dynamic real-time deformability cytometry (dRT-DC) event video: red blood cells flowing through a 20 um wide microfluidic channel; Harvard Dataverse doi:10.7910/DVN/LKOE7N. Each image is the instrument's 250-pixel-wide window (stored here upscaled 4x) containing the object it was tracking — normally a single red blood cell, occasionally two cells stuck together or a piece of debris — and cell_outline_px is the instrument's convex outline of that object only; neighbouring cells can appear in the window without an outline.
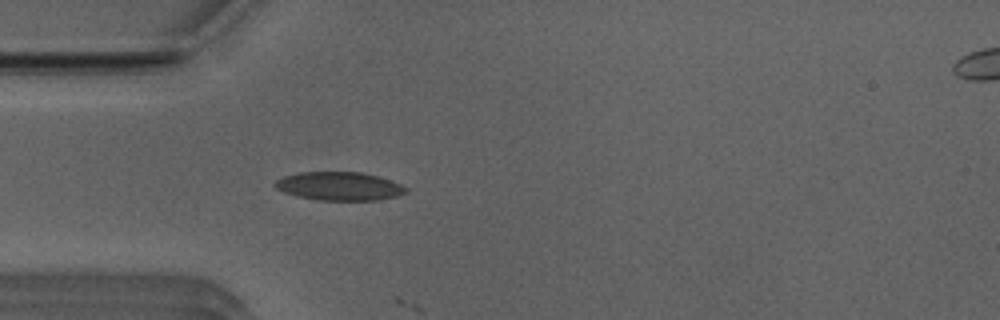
{"species": "Egyptian fruit bat (a non-hibernating species)", "species_latin": "Rousettus aegyptiacus", "temperature_condition": "room temperature", "stored_images_in_passage": 7, "camera_frame_rate_fps": 3000, "um_per_image_px": 0.085, "animal": {"sex": "male"}, "frame": {"image": 1, "passage_image": 6, "time_ms": 1.667, "image_size_px": [1000, 320], "cell_outline_px": [[408, 192], [396, 196], [380, 200], [316, 200], [296, 196], [284, 192], [276, 188], [272, 184], [276, 180], [284, 176], [300, 172], [360, 172], [376, 176], [400, 184], [408, 188]], "centroid_in_image_um": [28.81, 15.83], "position_along_channel_um": 56.2, "area_um2": 21.68}}